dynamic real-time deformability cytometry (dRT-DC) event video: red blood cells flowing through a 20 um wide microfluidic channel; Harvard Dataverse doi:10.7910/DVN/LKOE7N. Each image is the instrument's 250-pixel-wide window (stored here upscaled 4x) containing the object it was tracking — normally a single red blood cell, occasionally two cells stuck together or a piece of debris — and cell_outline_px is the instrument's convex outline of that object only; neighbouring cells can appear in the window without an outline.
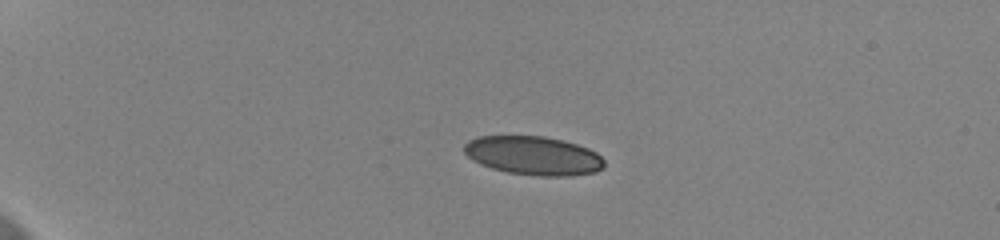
{"species": "human", "species_latin": "Homo sapiens", "temperature_condition": "cold", "stored_images_in_passage": 44, "camera_frame_rate_fps": 3000, "um_per_image_px": 0.085, "donor": {"sex": "female"}, "frame": {"image": 1, "passage_image": 1, "time_ms": 0.0, "image_size_px": [1000, 240], "cell_outline_px": [[604, 168], [596, 172], [568, 176], [540, 176], [508, 172], [492, 168], [480, 164], [472, 160], [464, 152], [464, 144], [468, 140], [480, 136], [544, 136], [576, 144], [588, 148], [596, 152], [604, 160]], "centroid_in_image_um": [45.34, 13.23], "position_along_channel_um": 39.7, "area_um2": 31.62}}
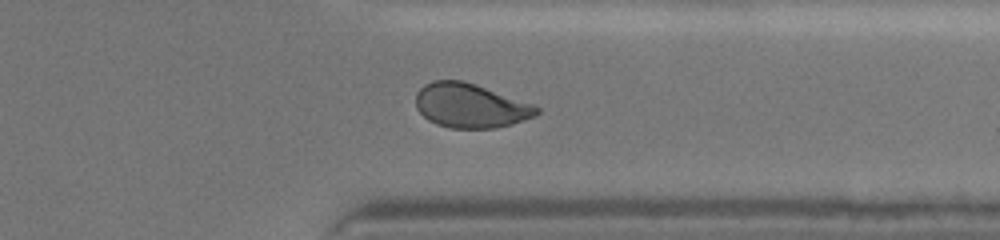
{"frame": {"image": 2, "passage_image": 34, "time_ms": 11.0, "image_size_px": [1000, 240], "cell_outline_px": [[540, 112], [536, 116], [512, 124], [496, 128], [452, 128], [436, 124], [428, 120], [416, 108], [416, 92], [424, 84], [432, 80], [464, 80], [476, 84], [532, 104], [540, 108]], "centroid_in_image_um": [39.97, 8.98], "position_along_channel_um": 371.4, "area_um2": 31.27}}
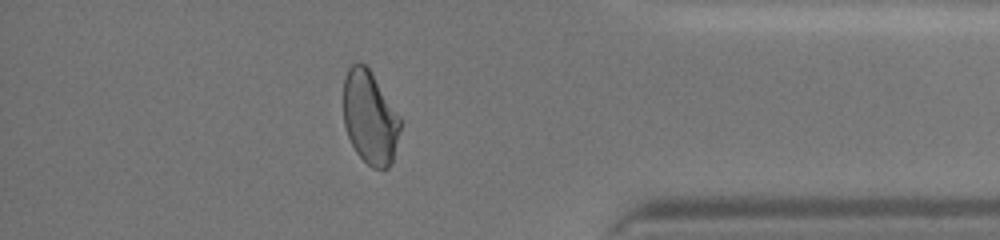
{"frame": {"image": 3, "passage_image": 38, "time_ms": 12.333, "image_size_px": [1000, 240], "cell_outline_px": [[400, 128], [392, 160], [388, 168], [372, 168], [356, 152], [348, 136], [344, 124], [344, 76], [348, 68], [352, 64], [360, 60], [368, 68], [400, 116]], "centroid_in_image_um": [31.42, 9.97], "position_along_channel_um": 403.8, "area_um2": 30.52}, "authors_computed_cell_mechanics": {"area_um2": 31.9923, "velocity_mm_per_s": 3.6451, "shape_relaxation_time_tau1_ms": 8.4255, "shape_relaxation_time_tau2_ms": 1.2325, "deformation_change_tau1": 0.1692, "deformation_change_tau2": 0.0587}}